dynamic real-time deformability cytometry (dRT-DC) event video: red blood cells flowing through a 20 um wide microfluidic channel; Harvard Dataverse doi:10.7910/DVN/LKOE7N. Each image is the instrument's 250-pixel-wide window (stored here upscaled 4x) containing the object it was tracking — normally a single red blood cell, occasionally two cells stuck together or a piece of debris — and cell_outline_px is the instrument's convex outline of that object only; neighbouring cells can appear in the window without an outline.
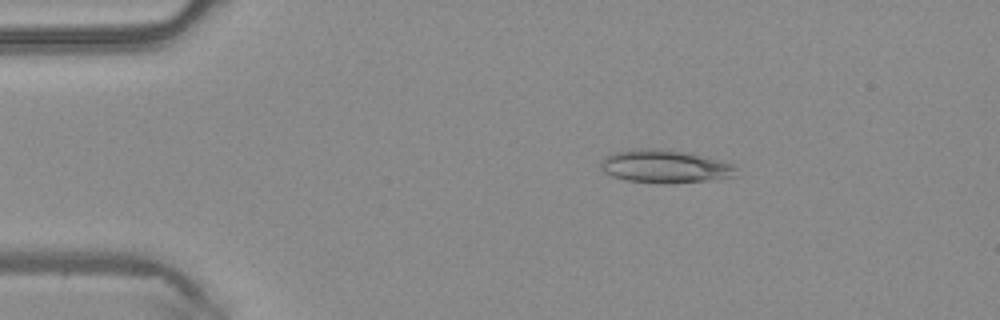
{"species": "common noctule bat (a hibernating species)", "species_latin": "Nyctalus noctula", "temperature_condition": "warm", "stored_images_in_passage": 49, "camera_frame_rate_fps": 3000, "um_per_image_px": 0.085, "animal": {"sex": "male", "body_mass_g": 20.4}, "frame": {"image": 1, "passage_image": 9, "time_ms": 2.667, "image_size_px": [1000, 320], "cell_outline_px": [[736, 176], [708, 180], [624, 180], [612, 176], [604, 172], [600, 164], [604, 156], [612, 152], [632, 148], [656, 148], [688, 152], [732, 164], [736, 168]], "centroid_in_image_um": [56.44, 14.07], "position_along_channel_um": 28.6, "area_um2": 25.03}}
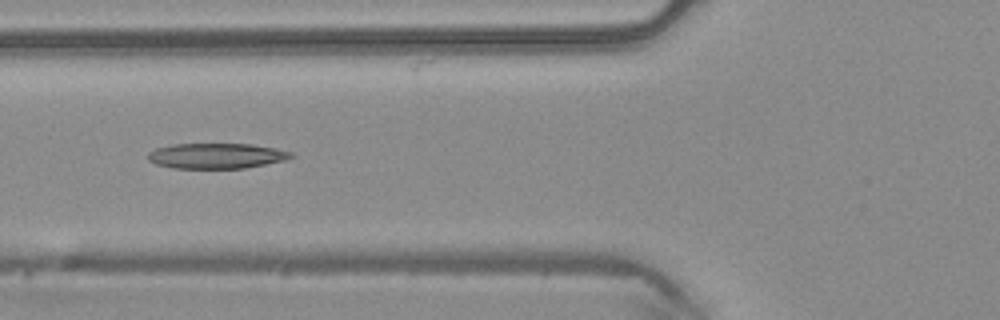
{"frame": {"image": 2, "passage_image": 19, "time_ms": 6.0, "image_size_px": [1000, 320], "cell_outline_px": [[296, 156], [288, 160], [244, 168], [172, 168], [156, 164], [148, 160], [148, 152], [156, 148], [172, 144], [252, 144], [292, 152]], "centroid_in_image_um": [18.41, 13.25], "position_along_channel_um": 107.4, "area_um2": 21.21}}
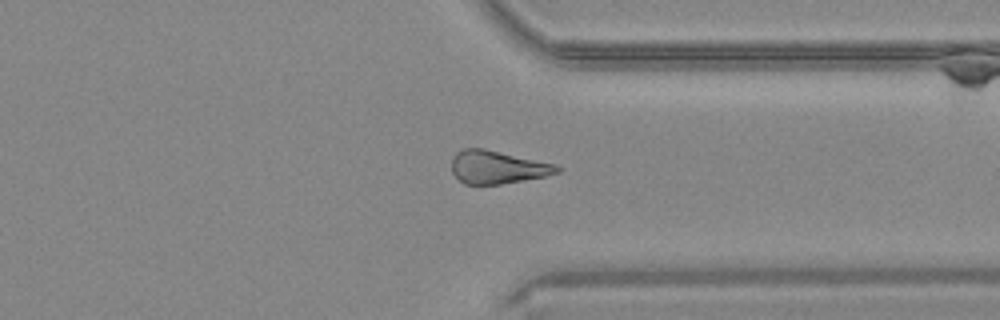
{"frame": {"image": 3, "passage_image": 38, "time_ms": 12.333, "image_size_px": [1000, 320], "cell_outline_px": [[564, 168], [560, 172], [544, 176], [524, 180], [500, 184], [464, 184], [452, 172], [452, 160], [456, 152], [464, 148], [484, 148], [556, 164]], "centroid_in_image_um": [42.31, 14.2], "position_along_channel_um": 369.1, "area_um2": 20.29}}